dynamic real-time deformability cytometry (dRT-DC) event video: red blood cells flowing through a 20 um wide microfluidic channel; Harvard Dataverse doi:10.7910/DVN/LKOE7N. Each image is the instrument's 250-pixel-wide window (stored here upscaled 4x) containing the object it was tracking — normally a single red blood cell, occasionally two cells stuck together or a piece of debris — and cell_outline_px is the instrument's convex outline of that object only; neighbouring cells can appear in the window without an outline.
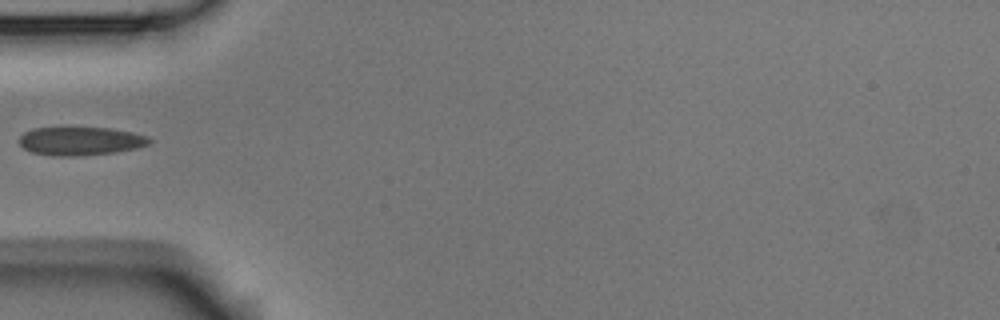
{"species": "Egyptian fruit bat (a non-hibernating species)", "species_latin": "Rousettus aegyptiacus", "temperature_condition": "room temperature", "stored_images_in_passage": 37, "camera_frame_rate_fps": 3000, "um_per_image_px": 0.085, "animal": {"sex": "male"}, "frame": {"image": 1, "passage_image": 1, "time_ms": 0.0, "image_size_px": [1000, 320], "cell_outline_px": [[152, 140], [148, 144], [136, 148], [116, 152], [76, 156], [52, 156], [32, 152], [24, 148], [20, 144], [20, 136], [24, 132], [32, 128], [112, 128], [132, 132], [148, 136]], "centroid_in_image_um": [6.85, 11.99], "position_along_channel_um": 78.2, "area_um2": 21.5}}
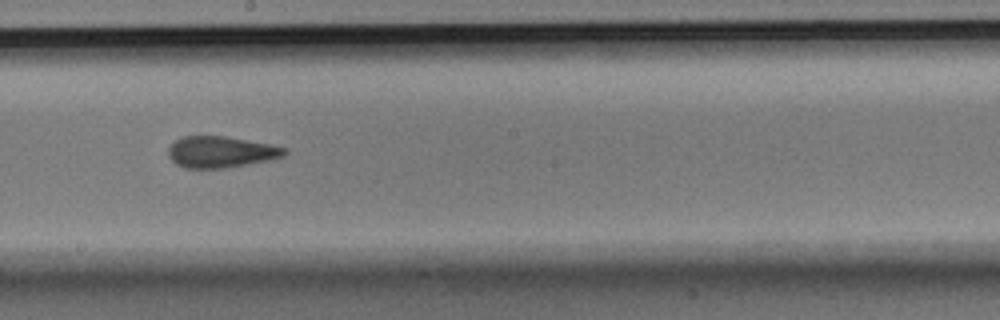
{"frame": {"image": 2, "passage_image": 13, "time_ms": 4.0, "image_size_px": [1000, 320], "cell_outline_px": [[288, 152], [284, 156], [272, 160], [228, 168], [184, 168], [176, 164], [168, 156], [168, 148], [180, 136], [224, 136], [268, 144], [288, 148]], "centroid_in_image_um": [18.79, 12.93], "position_along_channel_um": 229.4, "area_um2": 21.39}}
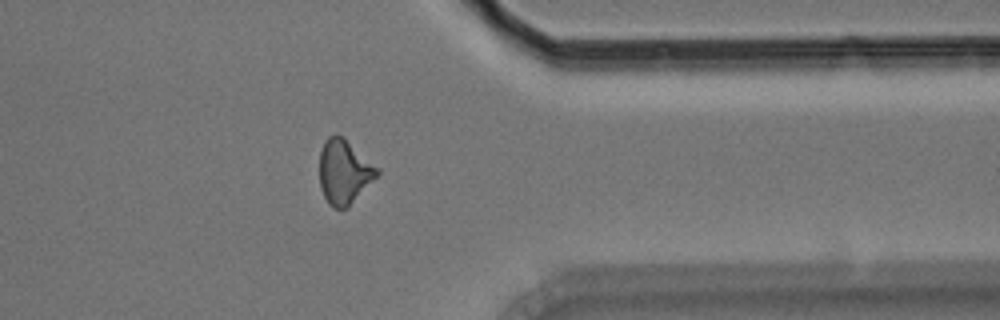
{"frame": {"image": 3, "passage_image": 26, "time_ms": 8.333, "image_size_px": [1000, 320], "cell_outline_px": [[380, 172], [348, 208], [336, 208], [328, 204], [320, 188], [320, 152], [324, 140], [328, 136], [336, 132], [344, 136], [380, 168]], "centroid_in_image_um": [29.25, 14.56], "position_along_channel_um": 382.1, "area_um2": 21.96}}